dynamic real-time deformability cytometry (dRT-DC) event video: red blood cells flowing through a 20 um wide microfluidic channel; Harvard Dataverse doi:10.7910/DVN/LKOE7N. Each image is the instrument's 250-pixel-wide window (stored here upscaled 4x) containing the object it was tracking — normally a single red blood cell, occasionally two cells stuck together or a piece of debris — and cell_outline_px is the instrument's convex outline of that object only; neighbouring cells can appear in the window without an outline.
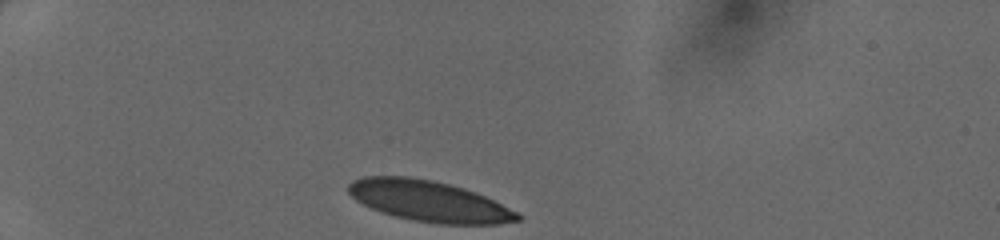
{"species": "human", "species_latin": "Homo sapiens", "temperature_condition": "cold", "stored_images_in_passage": 30, "camera_frame_rate_fps": 3000, "um_per_image_px": 0.085, "donor": {"sex": "female"}, "frame": {"image": 1, "passage_image": 1, "time_ms": 0.0, "image_size_px": [1000, 240], "cell_outline_px": [[520, 220], [500, 224], [436, 224], [412, 220], [392, 216], [380, 212], [356, 200], [348, 192], [348, 184], [352, 180], [364, 176], [408, 176], [432, 180], [464, 188], [476, 192], [516, 212], [520, 216]], "centroid_in_image_um": [36.41, 17.1], "position_along_channel_um": 48.6, "area_um2": 40.17}}
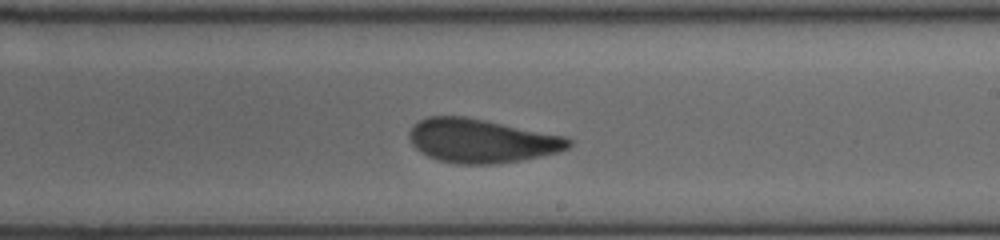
{"frame": {"image": 2, "passage_image": 18, "time_ms": 5.667, "image_size_px": [1000, 240], "cell_outline_px": [[572, 144], [568, 148], [560, 152], [520, 160], [492, 164], [456, 164], [440, 160], [428, 156], [420, 152], [412, 144], [408, 136], [408, 132], [420, 120], [428, 116], [464, 116], [568, 136], [572, 140]], "centroid_in_image_um": [40.96, 11.96], "position_along_channel_um": 248.0, "area_um2": 40.75}}
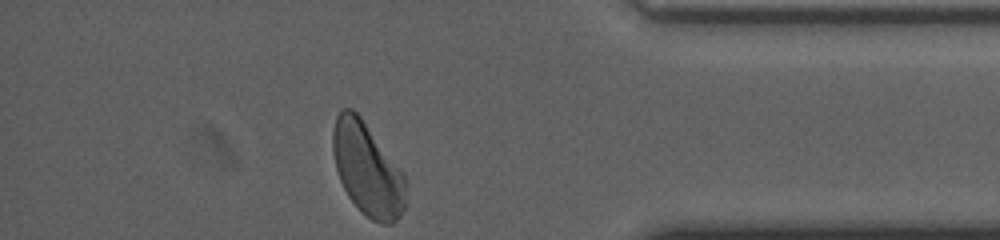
{"frame": {"image": 3, "passage_image": 30, "time_ms": 9.667, "image_size_px": [1000, 240], "cell_outline_px": [[408, 184], [404, 208], [400, 216], [392, 224], [380, 224], [364, 216], [360, 212], [348, 196], [340, 180], [336, 168], [332, 152], [332, 132], [336, 116], [340, 108], [352, 108], [360, 116], [404, 176]], "centroid_in_image_um": [31.21, 14.42], "position_along_channel_um": 404.0, "area_um2": 39.48}}